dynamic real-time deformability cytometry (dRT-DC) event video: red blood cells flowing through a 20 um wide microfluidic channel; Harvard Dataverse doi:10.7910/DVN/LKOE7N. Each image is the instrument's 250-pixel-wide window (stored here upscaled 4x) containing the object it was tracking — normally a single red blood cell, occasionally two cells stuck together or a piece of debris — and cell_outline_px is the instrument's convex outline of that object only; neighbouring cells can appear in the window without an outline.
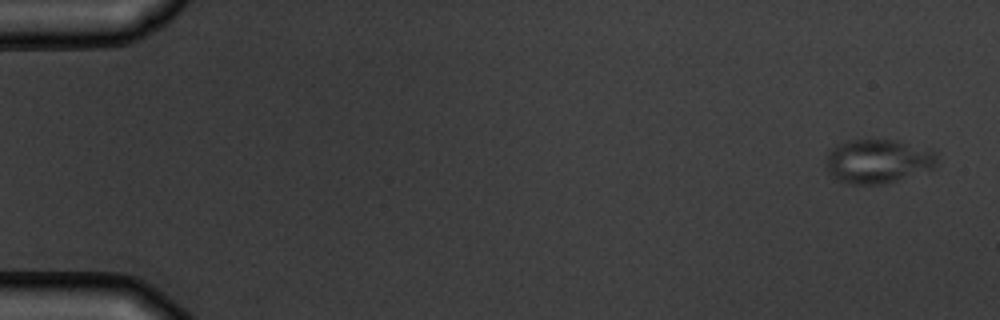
{"species": "common noctule bat (a hibernating species)", "species_latin": "Nyctalus noctula", "temperature_condition": "warm", "stored_images_in_passage": 9, "camera_frame_rate_fps": 3000, "um_per_image_px": 0.085, "animal": {"sex": "male", "body_mass_g": 19.5, "forearm_length_mm": 54.6}, "frame": {"image": 1, "passage_image": 1, "time_ms": 0.0, "image_size_px": [1000, 320], "cell_outline_px": [[940, 164], [932, 168], [896, 180], [880, 184], [848, 184], [832, 176], [828, 172], [828, 152], [832, 148], [848, 140], [896, 140], [936, 152]], "centroid_in_image_um": [74.64, 13.7], "position_along_channel_um": 10.4, "area_um2": 27.98}}
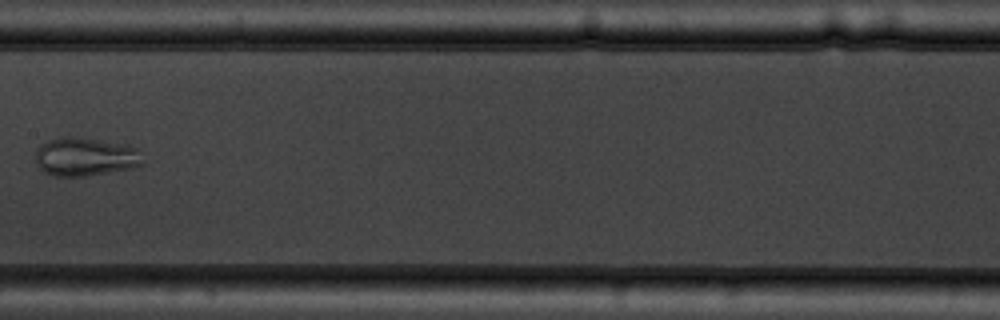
{"frame": {"image": 2, "passage_image": 8, "time_ms": 9.0, "image_size_px": [1000, 320], "cell_outline_px": [[140, 164], [132, 168], [84, 176], [52, 176], [44, 172], [40, 168], [36, 160], [36, 148], [40, 144], [48, 140], [64, 136], [80, 136], [128, 144], [136, 148]], "centroid_in_image_um": [7.17, 13.3], "position_along_channel_um": 200.2, "area_um2": 24.04}}